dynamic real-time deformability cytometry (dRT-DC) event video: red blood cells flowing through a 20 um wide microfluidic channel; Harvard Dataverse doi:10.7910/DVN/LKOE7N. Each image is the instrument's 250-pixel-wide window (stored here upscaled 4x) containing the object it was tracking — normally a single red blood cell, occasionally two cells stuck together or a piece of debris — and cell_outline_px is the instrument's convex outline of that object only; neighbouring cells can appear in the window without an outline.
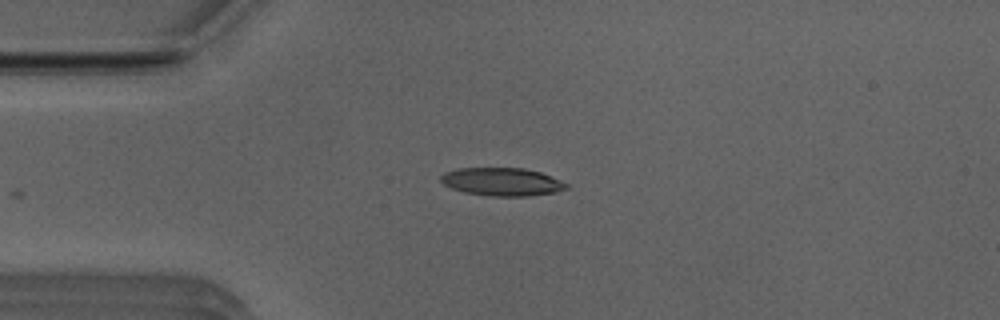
{"species": "Egyptian fruit bat (a non-hibernating species)", "species_latin": "Rousettus aegyptiacus", "temperature_condition": "room temperature", "stored_images_in_passage": 32, "camera_frame_rate_fps": 3000, "um_per_image_px": 0.085, "animal": {"sex": "male"}, "frame": {"image": 1, "passage_image": 2, "time_ms": 0.333, "image_size_px": [1000, 320], "cell_outline_px": [[568, 188], [556, 192], [528, 196], [488, 196], [464, 192], [452, 188], [444, 184], [440, 180], [440, 176], [444, 172], [456, 168], [524, 168], [540, 172], [568, 184]], "centroid_in_image_um": [42.64, 15.45], "position_along_channel_um": 42.4, "area_um2": 20.52}}
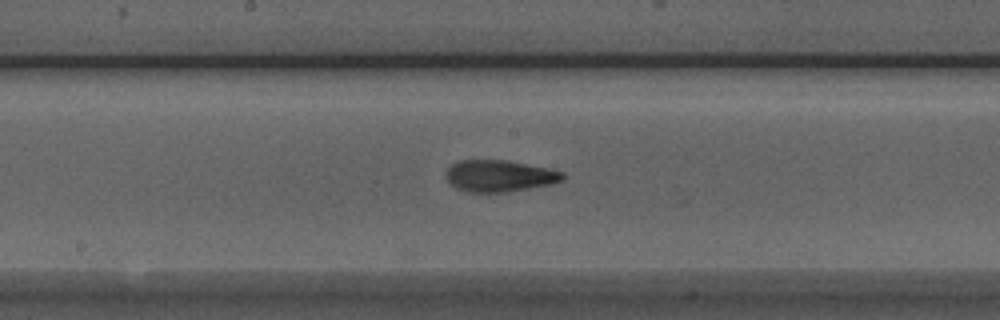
{"frame": {"image": 2, "passage_image": 16, "time_ms": 5.0, "image_size_px": [1000, 320], "cell_outline_px": [[564, 180], [552, 184], [508, 192], [468, 192], [456, 188], [444, 176], [444, 172], [452, 164], [460, 160], [504, 160], [548, 168], [564, 172]], "centroid_in_image_um": [42.45, 14.95], "position_along_channel_um": 205.8, "area_um2": 21.56}}
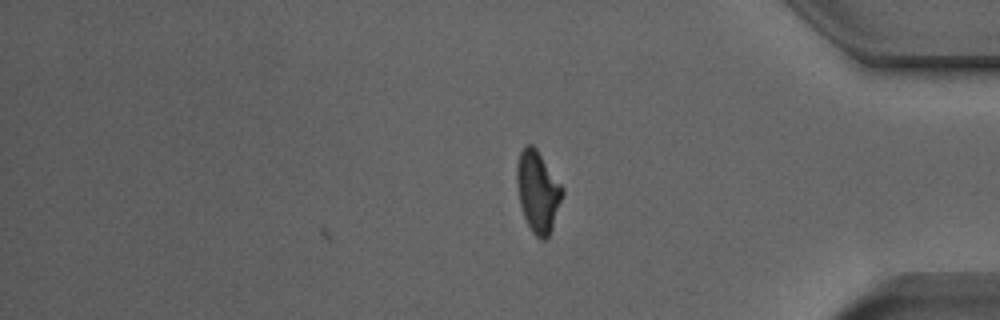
{"frame": {"image": 3, "passage_image": 32, "time_ms": 10.333, "image_size_px": [1000, 320], "cell_outline_px": [[564, 192], [552, 228], [548, 236], [544, 240], [540, 240], [532, 232], [524, 216], [520, 204], [516, 184], [516, 164], [520, 152], [524, 144], [532, 144], [536, 148], [564, 188]], "centroid_in_image_um": [45.7, 16.26], "position_along_channel_um": 389.5, "area_um2": 21.62}, "authors_computed_cell_mechanics": {"area_um2": 21.2126, "velocity_mm_per_s": 3.9148, "shape_relaxation_time_tau1_ms": 5.2252, "shape_relaxation_time_tau2_ms": 2.2506, "deformation_change_tau1": 0.1611, "deformation_change_tau2": 0.1024}}